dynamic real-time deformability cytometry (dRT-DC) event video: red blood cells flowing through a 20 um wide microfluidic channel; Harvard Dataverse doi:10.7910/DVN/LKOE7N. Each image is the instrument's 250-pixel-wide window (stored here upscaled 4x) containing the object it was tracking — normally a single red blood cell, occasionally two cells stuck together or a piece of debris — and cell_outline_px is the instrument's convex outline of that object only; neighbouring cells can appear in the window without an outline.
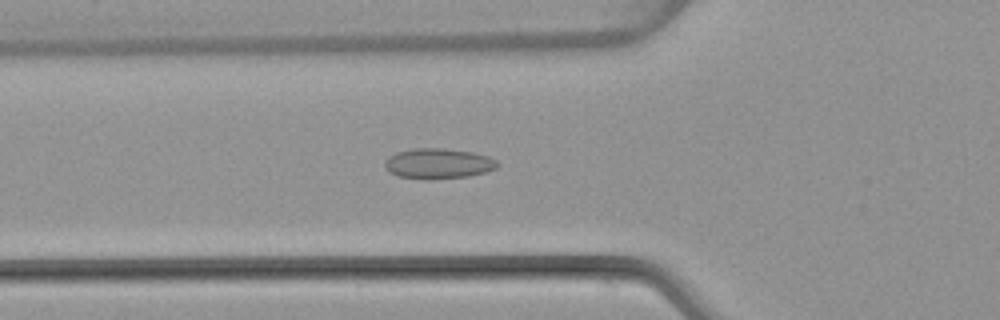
{"species": "common noctule bat (a hibernating species)", "species_latin": "Nyctalus noctula", "temperature_condition": "warm", "stored_images_in_passage": 50, "camera_frame_rate_fps": 3000, "um_per_image_px": 0.085, "animal": {"sex": "female", "body_mass_g": 22.7, "forearm_length_mm": 54.2}, "frame": {"image": 1, "passage_image": 18, "time_ms": 5.667, "image_size_px": [1000, 320], "cell_outline_px": [[500, 164], [496, 168], [484, 172], [468, 176], [428, 180], [424, 180], [396, 176], [388, 172], [384, 168], [384, 160], [388, 156], [396, 152], [412, 148], [444, 148], [472, 152], [488, 156], [496, 160]], "centroid_in_image_um": [37.19, 13.91], "position_along_channel_um": 88.6, "area_um2": 20.29}}
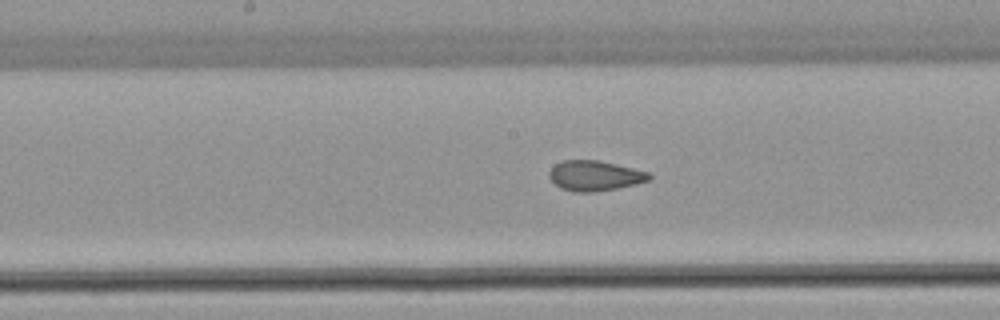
{"frame": {"image": 2, "passage_image": 26, "time_ms": 8.333, "image_size_px": [1000, 320], "cell_outline_px": [[652, 176], [648, 180], [616, 188], [596, 192], [576, 192], [560, 188], [548, 176], [548, 172], [556, 164], [564, 160], [596, 160], [616, 164], [648, 172]], "centroid_in_image_um": [50.52, 14.93], "position_along_channel_um": 197.7, "area_um2": 17.28}}
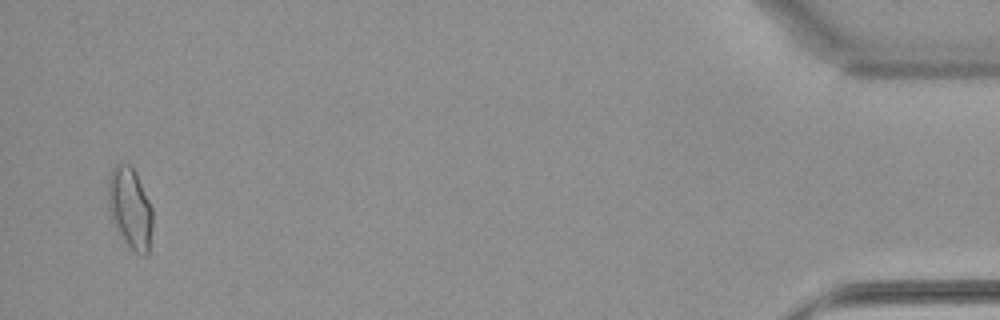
{"frame": {"image": 3, "passage_image": 49, "time_ms": 16.0, "image_size_px": [1000, 320], "cell_outline_px": [[152, 224], [148, 252], [144, 256], [140, 256], [124, 240], [116, 228], [112, 220], [108, 208], [108, 180], [112, 168], [116, 164], [132, 164], [136, 172], [152, 208]], "centroid_in_image_um": [11.05, 17.65], "position_along_channel_um": 424.1, "area_um2": 20.87}, "authors_computed_cell_mechanics": {"area_um2": 18.4093, "velocity_mm_per_s": 4.0777, "shape_relaxation_time_tau1_ms": null, "shape_relaxation_time_tau2_ms": 0.9141, "deformation_change_tau1": null, "deformation_change_tau2": 0.0712}}